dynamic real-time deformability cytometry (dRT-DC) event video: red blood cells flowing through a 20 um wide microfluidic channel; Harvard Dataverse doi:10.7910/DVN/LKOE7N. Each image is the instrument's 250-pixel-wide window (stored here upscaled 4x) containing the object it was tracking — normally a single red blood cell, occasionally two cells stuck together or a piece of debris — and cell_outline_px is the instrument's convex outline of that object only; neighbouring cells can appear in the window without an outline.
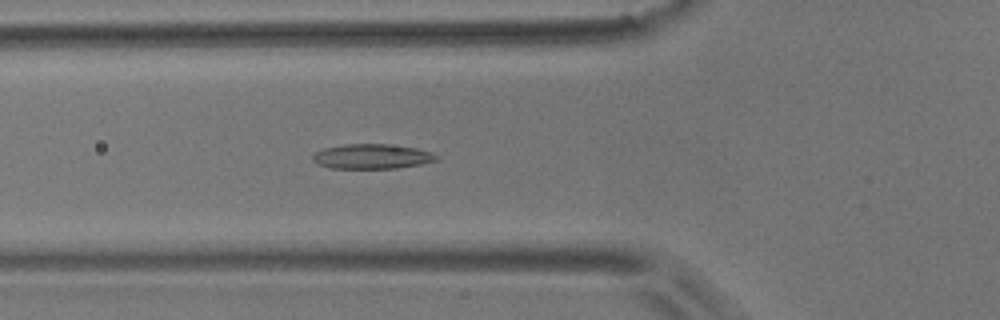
{"species": "common noctule bat (a hibernating species)", "species_latin": "Nyctalus noctula", "temperature_condition": "room temperature", "stored_images_in_passage": 46, "camera_frame_rate_fps": 3000, "um_per_image_px": 0.085, "animal": {"sex": "male", "body_mass_g": 17.9}, "frame": {"image": 1, "passage_image": 11, "time_ms": 3.333, "image_size_px": [1000, 320], "cell_outline_px": [[440, 160], [420, 164], [396, 168], [332, 168], [316, 164], [312, 160], [312, 156], [316, 152], [324, 148], [344, 144], [388, 144], [416, 148], [432, 152], [440, 156]], "centroid_in_image_um": [31.64, 13.29], "position_along_channel_um": 94.2, "area_um2": 17.98}}
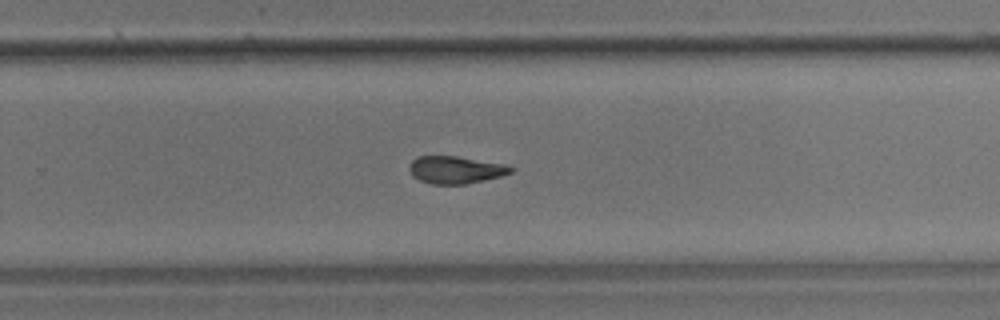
{"frame": {"image": 2, "passage_image": 27, "time_ms": 8.667, "image_size_px": [1000, 320], "cell_outline_px": [[516, 168], [512, 172], [500, 176], [484, 180], [464, 184], [432, 184], [420, 180], [412, 176], [408, 168], [408, 164], [416, 156], [456, 156], [504, 164]], "centroid_in_image_um": [38.69, 14.43], "position_along_channel_um": 291.1, "area_um2": 16.24}}
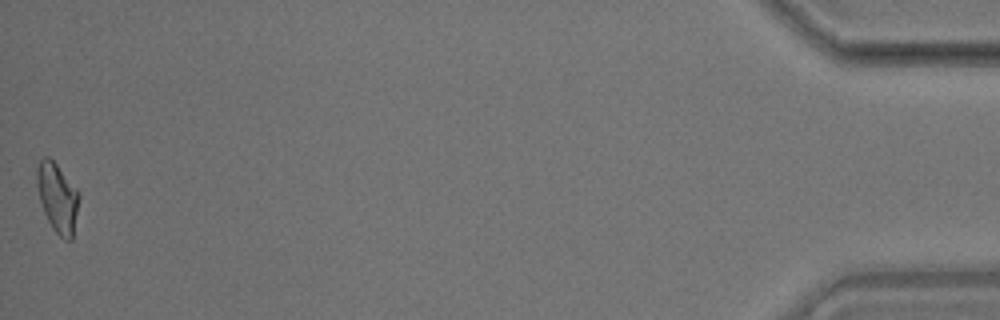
{"frame": {"image": 3, "passage_image": 46, "time_ms": 15.0, "image_size_px": [1000, 320], "cell_outline_px": [[80, 196], [72, 240], [64, 240], [52, 228], [44, 212], [40, 200], [36, 184], [36, 168], [40, 160], [44, 156], [48, 156], [56, 164], [80, 192]], "centroid_in_image_um": [4.89, 16.79], "position_along_channel_um": 430.3, "area_um2": 17.05}, "authors_computed_cell_mechanics": {"area_um2": 16.9932, "velocity_mm_per_s": 3.6853, "shape_relaxation_time_tau1_ms": 7.9985, "shape_relaxation_time_tau2_ms": 2.9098, "deformation_change_tau1": 0.1736, "deformation_change_tau2": 0.1087}}